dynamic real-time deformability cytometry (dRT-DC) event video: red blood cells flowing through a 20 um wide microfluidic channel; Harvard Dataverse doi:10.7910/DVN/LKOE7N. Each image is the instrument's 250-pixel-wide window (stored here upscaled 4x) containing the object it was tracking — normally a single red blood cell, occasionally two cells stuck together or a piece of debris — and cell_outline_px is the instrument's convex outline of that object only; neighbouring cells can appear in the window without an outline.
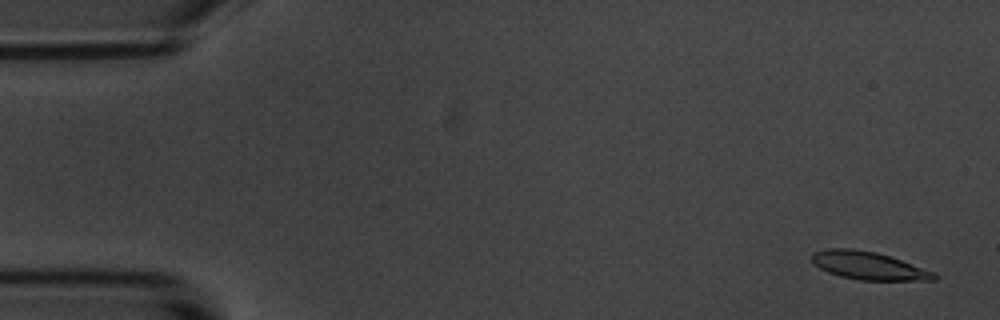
{"species": "common noctule bat (a hibernating species)", "species_latin": "Nyctalus noctula", "temperature_condition": "room temperature", "stored_images_in_passage": 6, "segment_of_instrument_passage": [1, 2], "camera_frame_rate_fps": 3000, "um_per_image_px": 0.085, "animal": {"sex": "male", "body_mass_g": 20.1, "forearm_length_mm": 53.5}, "frame": {"image": 1, "passage_image": 1, "time_ms": 0.0, "image_size_px": [1000, 320], "cell_outline_px": [[940, 276], [936, 280], [860, 280], [840, 276], [828, 272], [820, 268], [812, 260], [812, 252], [828, 248], [852, 248], [876, 252], [936, 272]], "centroid_in_image_um": [73.85, 22.58], "position_along_channel_um": 11.2, "area_um2": 19.83}}